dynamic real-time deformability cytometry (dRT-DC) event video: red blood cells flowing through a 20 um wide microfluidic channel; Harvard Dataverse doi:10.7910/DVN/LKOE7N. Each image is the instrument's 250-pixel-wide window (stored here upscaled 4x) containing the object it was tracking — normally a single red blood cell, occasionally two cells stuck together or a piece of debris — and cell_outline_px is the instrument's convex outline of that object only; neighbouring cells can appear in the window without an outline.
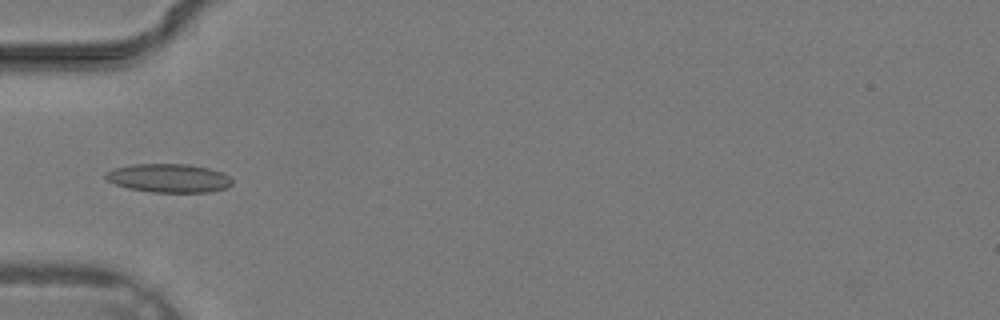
{"species": "common noctule bat (a hibernating species)", "species_latin": "Nyctalus noctula", "temperature_condition": "warm", "stored_images_in_passage": 35, "camera_frame_rate_fps": 3000, "um_per_image_px": 0.085, "animal": {"sex": "male", "body_mass_g": 19.2, "forearm_length_mm": 51.8}, "frame": {"image": 1, "passage_image": 12, "time_ms": 3.667, "image_size_px": [1000, 320], "cell_outline_px": [[232, 184], [228, 188], [208, 192], [152, 192], [128, 188], [116, 184], [108, 180], [104, 176], [104, 172], [116, 168], [132, 164], [188, 164], [208, 168], [224, 172], [232, 180]], "centroid_in_image_um": [14.37, 15.14], "position_along_channel_um": 70.6, "area_um2": 21.15}}
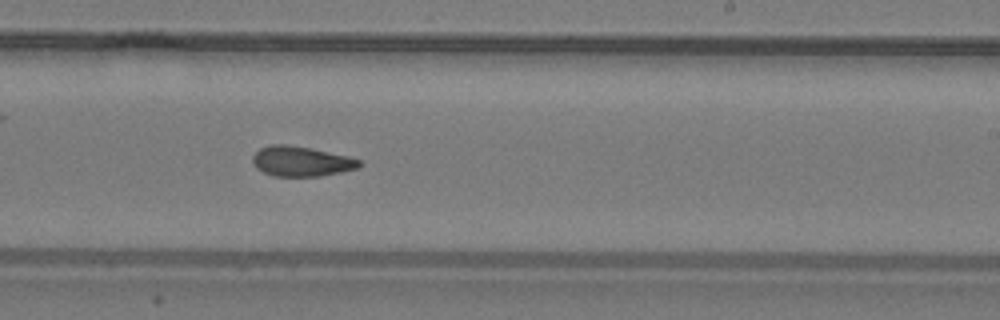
{"frame": {"image": 2, "passage_image": 22, "time_ms": 7.0, "image_size_px": [1000, 320], "cell_outline_px": [[364, 164], [360, 168], [320, 176], [272, 176], [256, 168], [252, 160], [252, 156], [260, 148], [272, 144], [288, 144], [312, 148], [348, 156], [360, 160]], "centroid_in_image_um": [25.63, 13.71], "position_along_channel_um": 263.4, "area_um2": 18.84}}
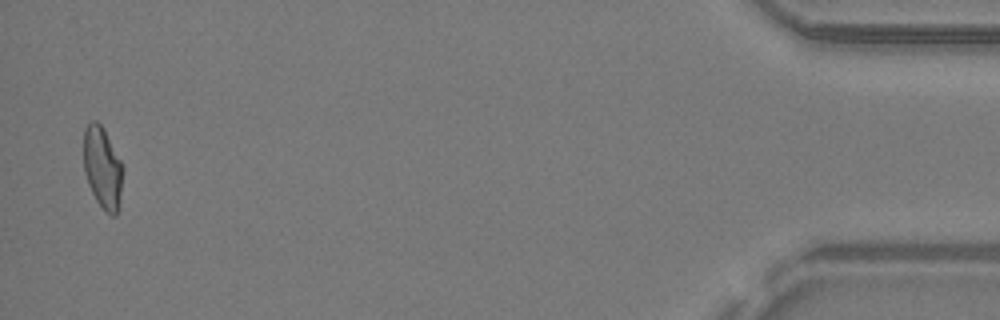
{"frame": {"image": 3, "passage_image": 35, "time_ms": 11.333, "image_size_px": [1000, 320], "cell_outline_px": [[124, 168], [120, 208], [116, 216], [112, 216], [96, 200], [88, 184], [84, 172], [84, 128], [92, 120], [96, 120], [100, 124], [120, 160]], "centroid_in_image_um": [8.73, 14.3], "position_along_channel_um": 426.5, "area_um2": 18.67}}